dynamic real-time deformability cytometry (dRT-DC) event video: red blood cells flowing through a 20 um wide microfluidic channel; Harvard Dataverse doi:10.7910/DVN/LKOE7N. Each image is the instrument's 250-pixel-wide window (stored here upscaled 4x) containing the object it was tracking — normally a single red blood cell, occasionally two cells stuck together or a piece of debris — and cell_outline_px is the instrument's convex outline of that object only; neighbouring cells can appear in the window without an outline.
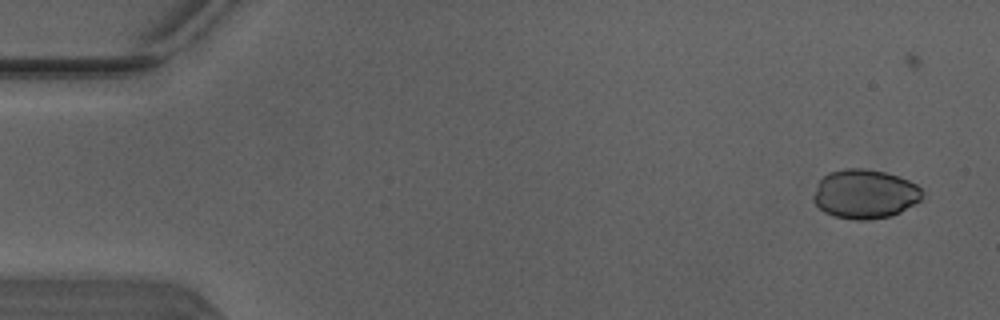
{"species": "Egyptian fruit bat (a non-hibernating species)", "species_latin": "Rousettus aegyptiacus", "temperature_condition": "warm", "stored_images_in_passage": 5, "camera_frame_rate_fps": 3000, "um_per_image_px": 0.085, "animal": {"sex": "male"}, "frame": {"image": 1, "passage_image": 2, "time_ms": 0.333, "image_size_px": [1000, 320], "cell_outline_px": [[924, 196], [920, 200], [900, 212], [892, 216], [868, 220], [852, 220], [832, 216], [824, 212], [812, 200], [812, 196], [816, 184], [828, 172], [844, 168], [868, 168], [884, 172], [908, 180], [916, 184], [924, 192]], "centroid_in_image_um": [73.48, 16.49], "position_along_channel_um": 11.5, "area_um2": 31.56}}
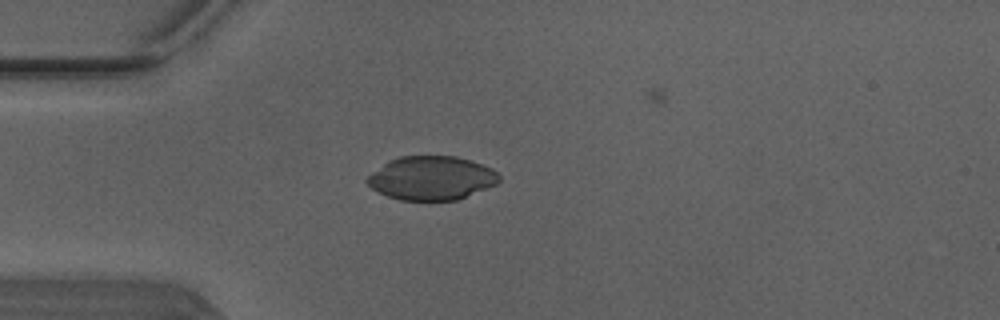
{"frame": {"image": 2, "passage_image": 5, "time_ms": 1.333, "image_size_px": [1000, 320], "cell_outline_px": [[500, 180], [496, 184], [456, 200], [400, 200], [388, 196], [372, 188], [364, 180], [372, 172], [384, 164], [400, 156], [456, 156], [472, 160], [492, 168], [500, 176]], "centroid_in_image_um": [36.69, 15.13], "position_along_channel_um": 48.3, "area_um2": 33.41}}